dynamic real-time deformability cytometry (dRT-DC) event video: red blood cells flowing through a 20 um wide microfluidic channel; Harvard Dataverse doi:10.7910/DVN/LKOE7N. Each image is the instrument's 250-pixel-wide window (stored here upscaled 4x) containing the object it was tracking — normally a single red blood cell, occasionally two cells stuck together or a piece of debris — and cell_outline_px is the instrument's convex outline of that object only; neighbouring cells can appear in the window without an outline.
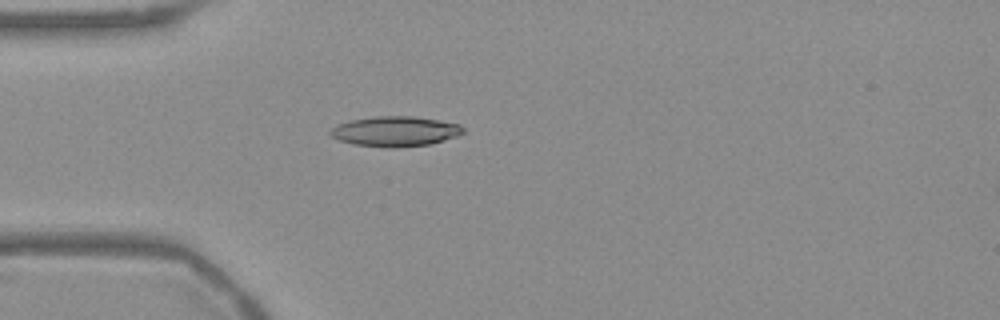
{"species": "Egyptian fruit bat (a non-hibernating species)", "species_latin": "Rousettus aegyptiacus", "temperature_condition": "warm", "stored_images_in_passage": 41, "camera_frame_rate_fps": 3000, "um_per_image_px": 0.085, "frame": {"image": 1, "passage_image": 2, "time_ms": 0.333, "image_size_px": [1000, 320], "cell_outline_px": [[464, 132], [456, 136], [432, 144], [400, 148], [392, 148], [352, 144], [340, 140], [332, 136], [328, 132], [336, 124], [352, 120], [376, 116], [412, 116], [460, 124], [464, 128]], "centroid_in_image_um": [33.59, 11.17], "position_along_channel_um": 51.4, "area_um2": 23.29}}
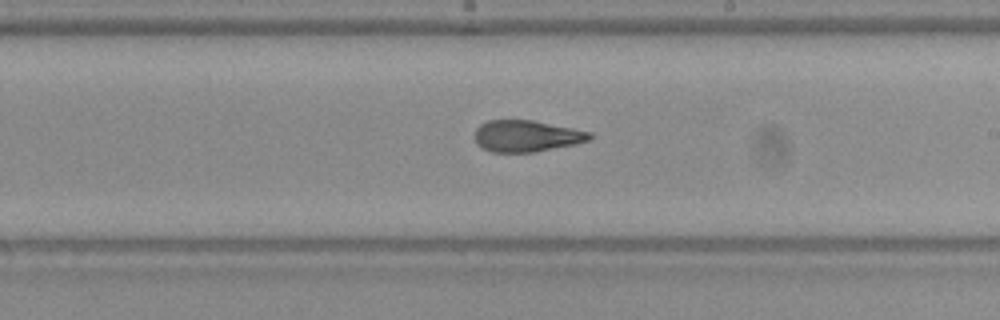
{"frame": {"image": 2, "passage_image": 18, "time_ms": 5.667, "image_size_px": [1000, 320], "cell_outline_px": [[592, 140], [576, 144], [532, 152], [492, 152], [480, 148], [476, 144], [476, 128], [480, 124], [488, 120], [532, 120], [592, 132]], "centroid_in_image_um": [44.76, 11.56], "position_along_channel_um": 244.2, "area_um2": 21.15}}
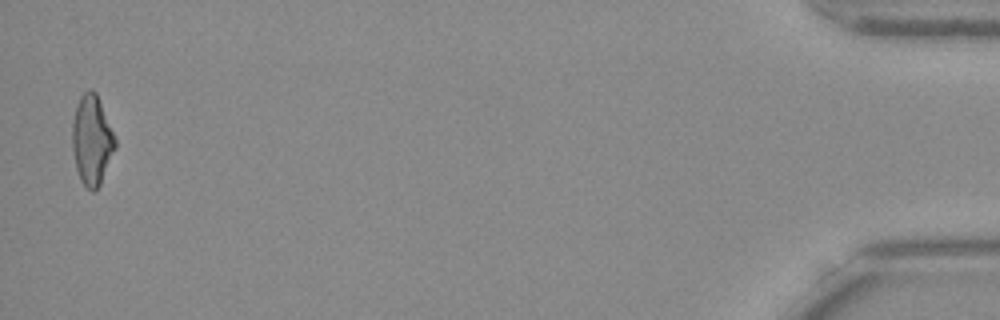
{"frame": {"image": 3, "passage_image": 40, "time_ms": 13.0, "image_size_px": [1000, 320], "cell_outline_px": [[116, 148], [100, 184], [92, 192], [80, 180], [76, 168], [72, 152], [72, 124], [76, 104], [80, 96], [84, 92], [92, 88], [96, 92], [116, 140]], "centroid_in_image_um": [7.79, 11.9], "position_along_channel_um": 427.4, "area_um2": 22.37}, "authors_computed_cell_mechanics": {"area_um2": 21.964, "velocity_mm_per_s": 3.7729, "shape_relaxation_time_tau1_ms": null, "shape_relaxation_time_tau2_ms": 2.0387, "deformation_change_tau1": null, "deformation_change_tau2": 0.0961}}